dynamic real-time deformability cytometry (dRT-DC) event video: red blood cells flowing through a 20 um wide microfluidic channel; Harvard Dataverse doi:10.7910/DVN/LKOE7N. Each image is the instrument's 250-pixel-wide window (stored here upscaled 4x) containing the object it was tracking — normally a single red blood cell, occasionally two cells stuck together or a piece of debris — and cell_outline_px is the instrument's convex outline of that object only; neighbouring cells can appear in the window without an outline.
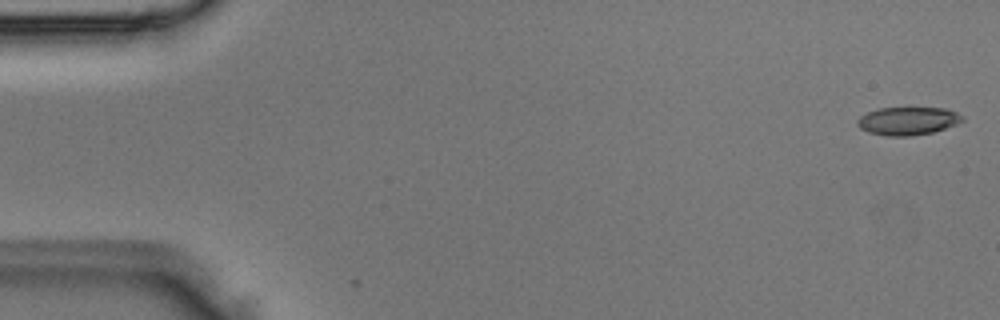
{"species": "Egyptian fruit bat (a non-hibernating species)", "species_latin": "Rousettus aegyptiacus", "temperature_condition": "room temperature", "stored_images_in_passage": 4, "camera_frame_rate_fps": 3000, "um_per_image_px": 0.085, "animal": {"sex": "male"}, "frame": {"image": 1, "passage_image": 1, "time_ms": 0.0, "image_size_px": [1000, 320], "cell_outline_px": [[964, 120], [956, 124], [932, 132], [912, 136], [888, 136], [868, 132], [860, 128], [856, 124], [856, 120], [860, 116], [868, 112], [880, 108], [948, 108], [964, 116]], "centroid_in_image_um": [77.16, 10.28], "position_along_channel_um": 7.8, "area_um2": 17.17}}